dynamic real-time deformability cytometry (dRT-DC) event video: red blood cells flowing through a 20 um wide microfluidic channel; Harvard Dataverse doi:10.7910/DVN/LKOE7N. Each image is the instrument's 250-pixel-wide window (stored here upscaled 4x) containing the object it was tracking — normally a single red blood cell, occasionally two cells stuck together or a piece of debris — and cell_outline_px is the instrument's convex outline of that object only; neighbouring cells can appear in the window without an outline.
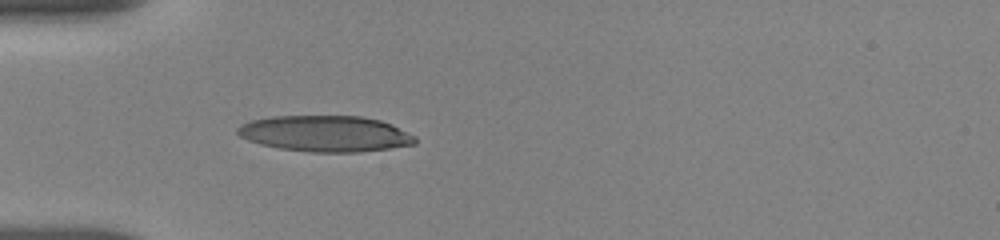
{"species": "human", "species_latin": "Homo sapiens", "temperature_condition": "room temperature", "stored_images_in_passage": 11, "camera_frame_rate_fps": 3000, "um_per_image_px": 0.085, "donor": {"sex": "female"}, "frame": {"image": 1, "passage_image": 1, "time_ms": 0.0, "image_size_px": [1000, 240], "cell_outline_px": [[416, 144], [360, 152], [308, 152], [276, 148], [260, 144], [248, 140], [240, 136], [236, 132], [236, 128], [240, 124], [252, 120], [272, 116], [360, 116], [380, 120], [392, 124], [416, 136]], "centroid_in_image_um": [27.63, 11.36], "position_along_channel_um": 57.4, "area_um2": 37.51}}
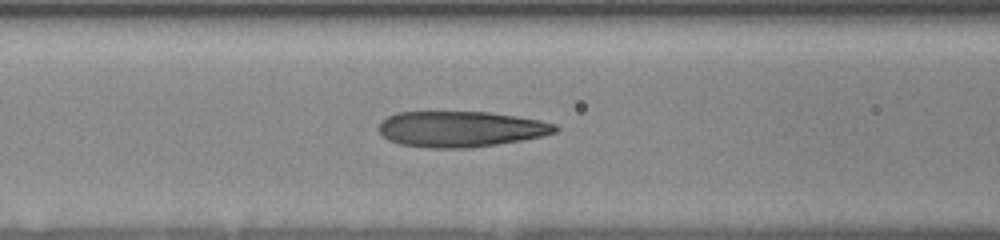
{"frame": {"image": 2, "passage_image": 7, "time_ms": 2.0, "image_size_px": [1000, 240], "cell_outline_px": [[560, 128], [556, 132], [524, 140], [468, 148], [428, 148], [400, 144], [388, 140], [376, 128], [388, 116], [396, 112], [488, 112], [516, 116], [540, 120], [556, 124]], "centroid_in_image_um": [39.16, 10.97], "position_along_channel_um": 127.4, "area_um2": 36.82}}
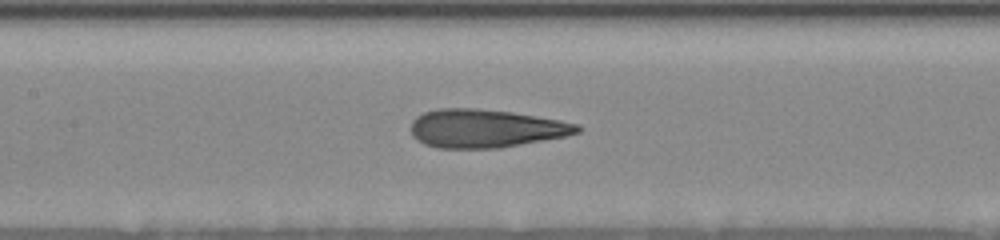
{"frame": {"image": 3, "passage_image": 10, "time_ms": 3.0, "image_size_px": [1000, 240], "cell_outline_px": [[584, 128], [580, 132], [564, 136], [520, 144], [496, 148], [436, 148], [424, 144], [416, 140], [412, 136], [412, 120], [416, 116], [424, 112], [436, 108], [476, 108], [512, 112], [560, 120], [580, 124]], "centroid_in_image_um": [41.25, 10.91], "position_along_channel_um": 166.1, "area_um2": 37.22}}